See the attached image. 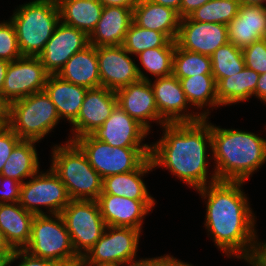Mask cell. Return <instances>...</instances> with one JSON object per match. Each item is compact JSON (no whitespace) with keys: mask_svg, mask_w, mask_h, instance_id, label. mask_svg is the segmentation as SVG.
<instances>
[{"mask_svg":"<svg viewBox=\"0 0 266 266\" xmlns=\"http://www.w3.org/2000/svg\"><path fill=\"white\" fill-rule=\"evenodd\" d=\"M228 40L243 49L266 38V9L262 4H243L238 14L227 25Z\"/></svg>","mask_w":266,"mask_h":266,"instance_id":"cell-21","label":"cell"},{"mask_svg":"<svg viewBox=\"0 0 266 266\" xmlns=\"http://www.w3.org/2000/svg\"><path fill=\"white\" fill-rule=\"evenodd\" d=\"M13 252L14 249L9 245L3 231L0 229V259L6 260Z\"/></svg>","mask_w":266,"mask_h":266,"instance_id":"cell-46","label":"cell"},{"mask_svg":"<svg viewBox=\"0 0 266 266\" xmlns=\"http://www.w3.org/2000/svg\"><path fill=\"white\" fill-rule=\"evenodd\" d=\"M212 75L216 84L222 79L241 72L245 67L242 49L228 42L211 55Z\"/></svg>","mask_w":266,"mask_h":266,"instance_id":"cell-33","label":"cell"},{"mask_svg":"<svg viewBox=\"0 0 266 266\" xmlns=\"http://www.w3.org/2000/svg\"><path fill=\"white\" fill-rule=\"evenodd\" d=\"M150 85L159 115L166 123L196 122L209 118V108L190 113L188 109L191 105L186 99L180 80L173 74L156 78L154 82L150 79Z\"/></svg>","mask_w":266,"mask_h":266,"instance_id":"cell-13","label":"cell"},{"mask_svg":"<svg viewBox=\"0 0 266 266\" xmlns=\"http://www.w3.org/2000/svg\"><path fill=\"white\" fill-rule=\"evenodd\" d=\"M65 266H84V261L81 259L79 262L67 264Z\"/></svg>","mask_w":266,"mask_h":266,"instance_id":"cell-53","label":"cell"},{"mask_svg":"<svg viewBox=\"0 0 266 266\" xmlns=\"http://www.w3.org/2000/svg\"><path fill=\"white\" fill-rule=\"evenodd\" d=\"M256 98L266 104V72L259 76L256 86Z\"/></svg>","mask_w":266,"mask_h":266,"instance_id":"cell-47","label":"cell"},{"mask_svg":"<svg viewBox=\"0 0 266 266\" xmlns=\"http://www.w3.org/2000/svg\"><path fill=\"white\" fill-rule=\"evenodd\" d=\"M243 4H262L263 0H239Z\"/></svg>","mask_w":266,"mask_h":266,"instance_id":"cell-52","label":"cell"},{"mask_svg":"<svg viewBox=\"0 0 266 266\" xmlns=\"http://www.w3.org/2000/svg\"><path fill=\"white\" fill-rule=\"evenodd\" d=\"M141 230L106 226L100 239L82 260L91 266H128L136 260Z\"/></svg>","mask_w":266,"mask_h":266,"instance_id":"cell-10","label":"cell"},{"mask_svg":"<svg viewBox=\"0 0 266 266\" xmlns=\"http://www.w3.org/2000/svg\"><path fill=\"white\" fill-rule=\"evenodd\" d=\"M148 134L149 131L144 126L118 105L102 126L91 133L95 139L111 147L125 148H150L149 144L142 143Z\"/></svg>","mask_w":266,"mask_h":266,"instance_id":"cell-18","label":"cell"},{"mask_svg":"<svg viewBox=\"0 0 266 266\" xmlns=\"http://www.w3.org/2000/svg\"><path fill=\"white\" fill-rule=\"evenodd\" d=\"M150 1L159 5L170 7L179 12L182 0H150Z\"/></svg>","mask_w":266,"mask_h":266,"instance_id":"cell-49","label":"cell"},{"mask_svg":"<svg viewBox=\"0 0 266 266\" xmlns=\"http://www.w3.org/2000/svg\"><path fill=\"white\" fill-rule=\"evenodd\" d=\"M155 266H193L192 264H188L174 258L170 254L159 256V257H153L148 258Z\"/></svg>","mask_w":266,"mask_h":266,"instance_id":"cell-44","label":"cell"},{"mask_svg":"<svg viewBox=\"0 0 266 266\" xmlns=\"http://www.w3.org/2000/svg\"><path fill=\"white\" fill-rule=\"evenodd\" d=\"M48 170H39L21 185L18 203L34 215L60 214L71 201L66 186L51 167ZM40 207H45L48 212Z\"/></svg>","mask_w":266,"mask_h":266,"instance_id":"cell-11","label":"cell"},{"mask_svg":"<svg viewBox=\"0 0 266 266\" xmlns=\"http://www.w3.org/2000/svg\"><path fill=\"white\" fill-rule=\"evenodd\" d=\"M74 142L86 154L90 165L104 179L107 176L132 172L150 156V148L111 147L91 134Z\"/></svg>","mask_w":266,"mask_h":266,"instance_id":"cell-8","label":"cell"},{"mask_svg":"<svg viewBox=\"0 0 266 266\" xmlns=\"http://www.w3.org/2000/svg\"><path fill=\"white\" fill-rule=\"evenodd\" d=\"M259 74L244 67L241 72L222 78L217 84V100L220 106L239 104L256 97Z\"/></svg>","mask_w":266,"mask_h":266,"instance_id":"cell-29","label":"cell"},{"mask_svg":"<svg viewBox=\"0 0 266 266\" xmlns=\"http://www.w3.org/2000/svg\"><path fill=\"white\" fill-rule=\"evenodd\" d=\"M209 118L196 122L166 123L163 136L150 144L153 168L164 167L184 183L194 188L216 182V174L208 173L207 155L211 150V130ZM207 148H210L207 150ZM211 174V178H209ZM210 179V180H208Z\"/></svg>","mask_w":266,"mask_h":266,"instance_id":"cell-2","label":"cell"},{"mask_svg":"<svg viewBox=\"0 0 266 266\" xmlns=\"http://www.w3.org/2000/svg\"><path fill=\"white\" fill-rule=\"evenodd\" d=\"M31 140H21L13 149L7 162L4 164L0 176L24 183L39 171V157L36 144Z\"/></svg>","mask_w":266,"mask_h":266,"instance_id":"cell-30","label":"cell"},{"mask_svg":"<svg viewBox=\"0 0 266 266\" xmlns=\"http://www.w3.org/2000/svg\"><path fill=\"white\" fill-rule=\"evenodd\" d=\"M117 105L137 120L149 132L154 121L160 127L166 122L160 117L150 80H139L115 91Z\"/></svg>","mask_w":266,"mask_h":266,"instance_id":"cell-20","label":"cell"},{"mask_svg":"<svg viewBox=\"0 0 266 266\" xmlns=\"http://www.w3.org/2000/svg\"><path fill=\"white\" fill-rule=\"evenodd\" d=\"M21 139L6 125H0V173L10 154Z\"/></svg>","mask_w":266,"mask_h":266,"instance_id":"cell-40","label":"cell"},{"mask_svg":"<svg viewBox=\"0 0 266 266\" xmlns=\"http://www.w3.org/2000/svg\"><path fill=\"white\" fill-rule=\"evenodd\" d=\"M117 106L116 93L105 87L88 89L77 118L71 123L69 141L90 135L109 118Z\"/></svg>","mask_w":266,"mask_h":266,"instance_id":"cell-16","label":"cell"},{"mask_svg":"<svg viewBox=\"0 0 266 266\" xmlns=\"http://www.w3.org/2000/svg\"><path fill=\"white\" fill-rule=\"evenodd\" d=\"M57 75L72 84L80 85L87 89L101 87L97 47L89 45L85 49L76 52L69 58Z\"/></svg>","mask_w":266,"mask_h":266,"instance_id":"cell-25","label":"cell"},{"mask_svg":"<svg viewBox=\"0 0 266 266\" xmlns=\"http://www.w3.org/2000/svg\"><path fill=\"white\" fill-rule=\"evenodd\" d=\"M22 183L0 176V203H15L19 201Z\"/></svg>","mask_w":266,"mask_h":266,"instance_id":"cell-41","label":"cell"},{"mask_svg":"<svg viewBox=\"0 0 266 266\" xmlns=\"http://www.w3.org/2000/svg\"><path fill=\"white\" fill-rule=\"evenodd\" d=\"M57 5L61 22L88 35L95 29L104 8L98 0H59Z\"/></svg>","mask_w":266,"mask_h":266,"instance_id":"cell-28","label":"cell"},{"mask_svg":"<svg viewBox=\"0 0 266 266\" xmlns=\"http://www.w3.org/2000/svg\"><path fill=\"white\" fill-rule=\"evenodd\" d=\"M131 56L122 45L97 47L101 87L117 91L140 79L150 80Z\"/></svg>","mask_w":266,"mask_h":266,"instance_id":"cell-12","label":"cell"},{"mask_svg":"<svg viewBox=\"0 0 266 266\" xmlns=\"http://www.w3.org/2000/svg\"><path fill=\"white\" fill-rule=\"evenodd\" d=\"M60 120L55 105L43 90L9 104L6 125L21 140L39 142Z\"/></svg>","mask_w":266,"mask_h":266,"instance_id":"cell-6","label":"cell"},{"mask_svg":"<svg viewBox=\"0 0 266 266\" xmlns=\"http://www.w3.org/2000/svg\"><path fill=\"white\" fill-rule=\"evenodd\" d=\"M210 0H182L180 10L178 12L179 17L182 19L188 17L196 9L204 5Z\"/></svg>","mask_w":266,"mask_h":266,"instance_id":"cell-43","label":"cell"},{"mask_svg":"<svg viewBox=\"0 0 266 266\" xmlns=\"http://www.w3.org/2000/svg\"><path fill=\"white\" fill-rule=\"evenodd\" d=\"M245 67L259 75L266 72V38L260 39L242 49Z\"/></svg>","mask_w":266,"mask_h":266,"instance_id":"cell-38","label":"cell"},{"mask_svg":"<svg viewBox=\"0 0 266 266\" xmlns=\"http://www.w3.org/2000/svg\"><path fill=\"white\" fill-rule=\"evenodd\" d=\"M182 89L189 104L197 110L206 106L220 107L217 100V87L212 74H200L180 79Z\"/></svg>","mask_w":266,"mask_h":266,"instance_id":"cell-31","label":"cell"},{"mask_svg":"<svg viewBox=\"0 0 266 266\" xmlns=\"http://www.w3.org/2000/svg\"><path fill=\"white\" fill-rule=\"evenodd\" d=\"M239 0H210L188 17L197 22H212L228 25L238 14Z\"/></svg>","mask_w":266,"mask_h":266,"instance_id":"cell-35","label":"cell"},{"mask_svg":"<svg viewBox=\"0 0 266 266\" xmlns=\"http://www.w3.org/2000/svg\"><path fill=\"white\" fill-rule=\"evenodd\" d=\"M24 250L32 256L55 261L58 265L81 260L74 251L70 234L60 214L35 215L30 240Z\"/></svg>","mask_w":266,"mask_h":266,"instance_id":"cell-7","label":"cell"},{"mask_svg":"<svg viewBox=\"0 0 266 266\" xmlns=\"http://www.w3.org/2000/svg\"><path fill=\"white\" fill-rule=\"evenodd\" d=\"M175 47H158L146 49L138 55L144 70L155 78L173 74V55Z\"/></svg>","mask_w":266,"mask_h":266,"instance_id":"cell-36","label":"cell"},{"mask_svg":"<svg viewBox=\"0 0 266 266\" xmlns=\"http://www.w3.org/2000/svg\"><path fill=\"white\" fill-rule=\"evenodd\" d=\"M23 57L13 23L8 20L0 22V59L9 62Z\"/></svg>","mask_w":266,"mask_h":266,"instance_id":"cell-37","label":"cell"},{"mask_svg":"<svg viewBox=\"0 0 266 266\" xmlns=\"http://www.w3.org/2000/svg\"><path fill=\"white\" fill-rule=\"evenodd\" d=\"M133 10L126 7H104L101 18L89 35L90 45L95 47L123 45L132 23Z\"/></svg>","mask_w":266,"mask_h":266,"instance_id":"cell-22","label":"cell"},{"mask_svg":"<svg viewBox=\"0 0 266 266\" xmlns=\"http://www.w3.org/2000/svg\"><path fill=\"white\" fill-rule=\"evenodd\" d=\"M200 74H212L211 56L187 51L175 46L173 75L179 80Z\"/></svg>","mask_w":266,"mask_h":266,"instance_id":"cell-34","label":"cell"},{"mask_svg":"<svg viewBox=\"0 0 266 266\" xmlns=\"http://www.w3.org/2000/svg\"><path fill=\"white\" fill-rule=\"evenodd\" d=\"M214 173L219 181L245 182L266 162V139L210 122Z\"/></svg>","mask_w":266,"mask_h":266,"instance_id":"cell-3","label":"cell"},{"mask_svg":"<svg viewBox=\"0 0 266 266\" xmlns=\"http://www.w3.org/2000/svg\"><path fill=\"white\" fill-rule=\"evenodd\" d=\"M34 216L18 202L0 203V229L14 250L24 249L29 243Z\"/></svg>","mask_w":266,"mask_h":266,"instance_id":"cell-27","label":"cell"},{"mask_svg":"<svg viewBox=\"0 0 266 266\" xmlns=\"http://www.w3.org/2000/svg\"><path fill=\"white\" fill-rule=\"evenodd\" d=\"M60 215L74 251L82 259L106 228L97 200H71Z\"/></svg>","mask_w":266,"mask_h":266,"instance_id":"cell-9","label":"cell"},{"mask_svg":"<svg viewBox=\"0 0 266 266\" xmlns=\"http://www.w3.org/2000/svg\"><path fill=\"white\" fill-rule=\"evenodd\" d=\"M97 203L106 226L142 230L145 216L154 208L156 202L155 200H134L124 196L100 194Z\"/></svg>","mask_w":266,"mask_h":266,"instance_id":"cell-19","label":"cell"},{"mask_svg":"<svg viewBox=\"0 0 266 266\" xmlns=\"http://www.w3.org/2000/svg\"><path fill=\"white\" fill-rule=\"evenodd\" d=\"M84 266H91V265H87V264L84 262ZM106 266H117V265H106Z\"/></svg>","mask_w":266,"mask_h":266,"instance_id":"cell-54","label":"cell"},{"mask_svg":"<svg viewBox=\"0 0 266 266\" xmlns=\"http://www.w3.org/2000/svg\"><path fill=\"white\" fill-rule=\"evenodd\" d=\"M153 170L151 159L147 158L132 172L107 176L103 179L100 194L124 196L134 200H155L143 182V176Z\"/></svg>","mask_w":266,"mask_h":266,"instance_id":"cell-26","label":"cell"},{"mask_svg":"<svg viewBox=\"0 0 266 266\" xmlns=\"http://www.w3.org/2000/svg\"><path fill=\"white\" fill-rule=\"evenodd\" d=\"M104 7L108 6H118V7H126L133 8L138 3L139 0H98Z\"/></svg>","mask_w":266,"mask_h":266,"instance_id":"cell-45","label":"cell"},{"mask_svg":"<svg viewBox=\"0 0 266 266\" xmlns=\"http://www.w3.org/2000/svg\"><path fill=\"white\" fill-rule=\"evenodd\" d=\"M128 266H155L148 258H142V260L134 262Z\"/></svg>","mask_w":266,"mask_h":266,"instance_id":"cell-51","label":"cell"},{"mask_svg":"<svg viewBox=\"0 0 266 266\" xmlns=\"http://www.w3.org/2000/svg\"><path fill=\"white\" fill-rule=\"evenodd\" d=\"M175 42L181 49L211 56L229 42L228 28L224 24L197 22L184 17L180 20Z\"/></svg>","mask_w":266,"mask_h":266,"instance_id":"cell-17","label":"cell"},{"mask_svg":"<svg viewBox=\"0 0 266 266\" xmlns=\"http://www.w3.org/2000/svg\"><path fill=\"white\" fill-rule=\"evenodd\" d=\"M9 61L0 59V92H2L4 79L9 66Z\"/></svg>","mask_w":266,"mask_h":266,"instance_id":"cell-50","label":"cell"},{"mask_svg":"<svg viewBox=\"0 0 266 266\" xmlns=\"http://www.w3.org/2000/svg\"><path fill=\"white\" fill-rule=\"evenodd\" d=\"M10 21L22 56L37 57L60 22L59 8L55 1H29L14 10Z\"/></svg>","mask_w":266,"mask_h":266,"instance_id":"cell-5","label":"cell"},{"mask_svg":"<svg viewBox=\"0 0 266 266\" xmlns=\"http://www.w3.org/2000/svg\"><path fill=\"white\" fill-rule=\"evenodd\" d=\"M122 46L131 55L136 56L146 49L175 47L176 42L170 40L165 34L159 31L142 28L132 21Z\"/></svg>","mask_w":266,"mask_h":266,"instance_id":"cell-32","label":"cell"},{"mask_svg":"<svg viewBox=\"0 0 266 266\" xmlns=\"http://www.w3.org/2000/svg\"><path fill=\"white\" fill-rule=\"evenodd\" d=\"M180 20L176 10L150 0H139L133 8L132 21L137 26L159 31L173 41L176 40Z\"/></svg>","mask_w":266,"mask_h":266,"instance_id":"cell-23","label":"cell"},{"mask_svg":"<svg viewBox=\"0 0 266 266\" xmlns=\"http://www.w3.org/2000/svg\"><path fill=\"white\" fill-rule=\"evenodd\" d=\"M18 259L19 264L17 266H58L55 261L32 256L24 249L14 250L6 260L2 261L1 266H11Z\"/></svg>","mask_w":266,"mask_h":266,"instance_id":"cell-39","label":"cell"},{"mask_svg":"<svg viewBox=\"0 0 266 266\" xmlns=\"http://www.w3.org/2000/svg\"><path fill=\"white\" fill-rule=\"evenodd\" d=\"M266 0H263V3H262V5L265 7V9H266Z\"/></svg>","mask_w":266,"mask_h":266,"instance_id":"cell-55","label":"cell"},{"mask_svg":"<svg viewBox=\"0 0 266 266\" xmlns=\"http://www.w3.org/2000/svg\"><path fill=\"white\" fill-rule=\"evenodd\" d=\"M44 90L55 105L59 118L72 123L79 114L88 89L52 74L49 75Z\"/></svg>","mask_w":266,"mask_h":266,"instance_id":"cell-24","label":"cell"},{"mask_svg":"<svg viewBox=\"0 0 266 266\" xmlns=\"http://www.w3.org/2000/svg\"><path fill=\"white\" fill-rule=\"evenodd\" d=\"M49 75L38 57L23 56L9 63L1 94L11 104L43 91Z\"/></svg>","mask_w":266,"mask_h":266,"instance_id":"cell-14","label":"cell"},{"mask_svg":"<svg viewBox=\"0 0 266 266\" xmlns=\"http://www.w3.org/2000/svg\"><path fill=\"white\" fill-rule=\"evenodd\" d=\"M242 181H219L196 190L206 202L204 227L228 258L245 259L256 236V221Z\"/></svg>","mask_w":266,"mask_h":266,"instance_id":"cell-1","label":"cell"},{"mask_svg":"<svg viewBox=\"0 0 266 266\" xmlns=\"http://www.w3.org/2000/svg\"><path fill=\"white\" fill-rule=\"evenodd\" d=\"M9 116V103L0 92V125L6 124Z\"/></svg>","mask_w":266,"mask_h":266,"instance_id":"cell-48","label":"cell"},{"mask_svg":"<svg viewBox=\"0 0 266 266\" xmlns=\"http://www.w3.org/2000/svg\"><path fill=\"white\" fill-rule=\"evenodd\" d=\"M256 234L250 251L244 259L251 266H266V241H259Z\"/></svg>","mask_w":266,"mask_h":266,"instance_id":"cell-42","label":"cell"},{"mask_svg":"<svg viewBox=\"0 0 266 266\" xmlns=\"http://www.w3.org/2000/svg\"><path fill=\"white\" fill-rule=\"evenodd\" d=\"M89 45L87 33L60 21L37 57L50 75L58 74L72 55Z\"/></svg>","mask_w":266,"mask_h":266,"instance_id":"cell-15","label":"cell"},{"mask_svg":"<svg viewBox=\"0 0 266 266\" xmlns=\"http://www.w3.org/2000/svg\"><path fill=\"white\" fill-rule=\"evenodd\" d=\"M51 169L66 186L71 200H97L103 179L90 165L86 154L74 142L53 145Z\"/></svg>","mask_w":266,"mask_h":266,"instance_id":"cell-4","label":"cell"}]
</instances>
